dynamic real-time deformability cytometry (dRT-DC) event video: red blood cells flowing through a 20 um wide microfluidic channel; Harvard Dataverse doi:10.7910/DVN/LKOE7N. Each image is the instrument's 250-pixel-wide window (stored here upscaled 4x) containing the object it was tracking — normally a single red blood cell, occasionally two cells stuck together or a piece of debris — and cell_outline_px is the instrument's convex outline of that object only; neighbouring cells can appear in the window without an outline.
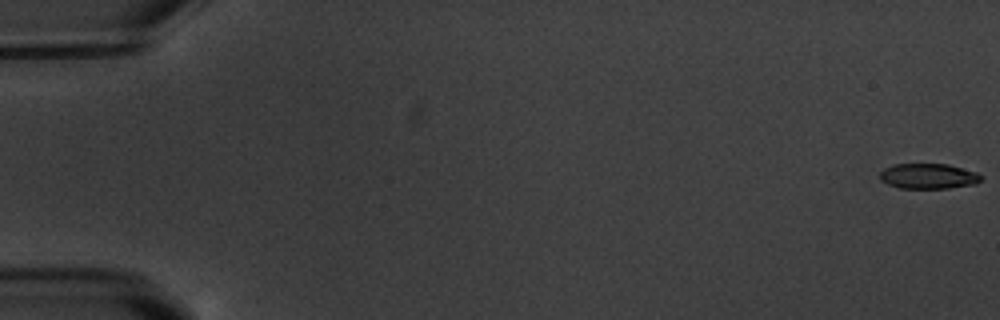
{"species": "common noctule bat (a hibernating species)", "species_latin": "Nyctalus noctula", "temperature_condition": "warm", "stored_images_in_passage": 7, "camera_frame_rate_fps": 3000, "um_per_image_px": 0.085, "animal": {"sex": "male", "body_mass_g": 20.1, "forearm_length_mm": 53.5}, "frame": {"image": 1, "passage_image": 1, "time_ms": 0.0, "image_size_px": [1000, 320], "cell_outline_px": [[984, 176], [976, 184], [948, 188], [900, 188], [888, 184], [880, 180], [880, 172], [884, 168], [892, 164], [948, 164], [976, 172]], "centroid_in_image_um": [78.91, 14.97], "position_along_channel_um": 6.1, "area_um2": 14.97}}
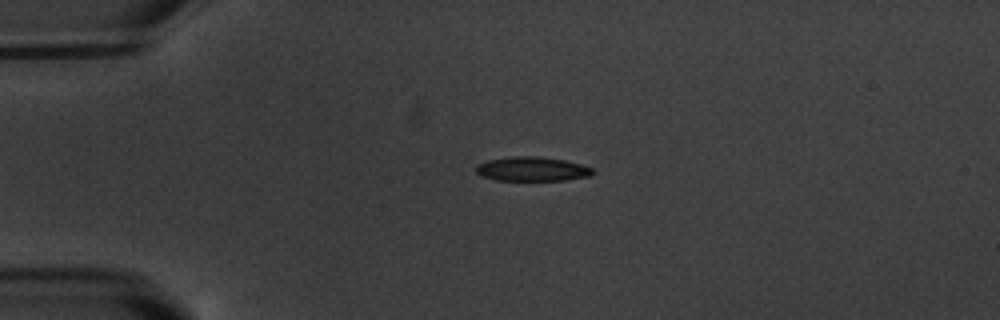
{"frame": {"image": 2, "passage_image": 5, "time_ms": 4.667, "image_size_px": [1000, 320], "cell_outline_px": [[592, 172], [588, 176], [564, 180], [496, 180], [480, 176], [476, 172], [476, 164], [488, 160], [512, 156], [540, 156], [564, 160], [580, 164], [592, 168]], "centroid_in_image_um": [45.16, 14.36], "position_along_channel_um": 39.8, "area_um2": 16.42}}
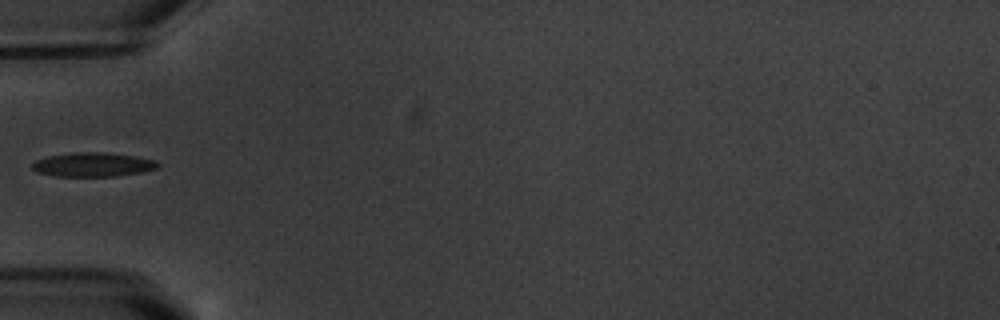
{"frame": {"image": 3, "passage_image": 7, "time_ms": 6.667, "image_size_px": [1000, 320], "cell_outline_px": [[160, 164], [156, 168], [140, 172], [116, 176], [56, 176], [36, 172], [32, 168], [32, 164], [36, 160], [48, 156], [76, 152], [108, 152], [136, 156], [156, 160]], "centroid_in_image_um": [7.9, 13.98], "position_along_channel_um": 77.1, "area_um2": 17.63}}